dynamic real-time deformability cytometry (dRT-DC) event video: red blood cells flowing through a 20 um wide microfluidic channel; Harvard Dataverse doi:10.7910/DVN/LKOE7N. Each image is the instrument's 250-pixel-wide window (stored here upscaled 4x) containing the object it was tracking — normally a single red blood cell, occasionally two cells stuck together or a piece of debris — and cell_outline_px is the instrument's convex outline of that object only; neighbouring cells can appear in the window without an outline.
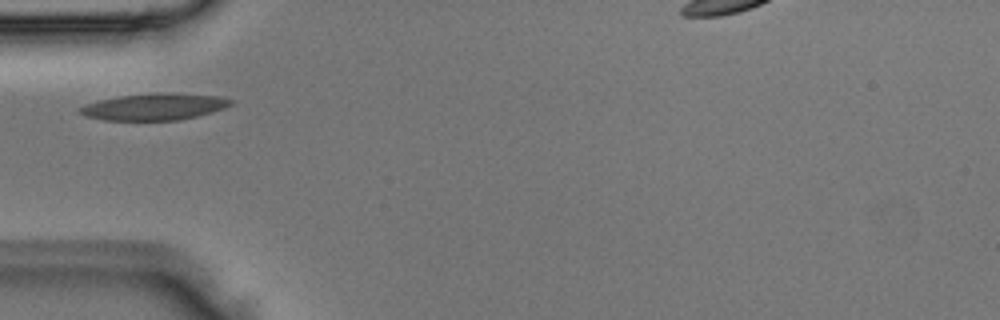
{"species": "Egyptian fruit bat (a non-hibernating species)", "species_latin": "Rousettus aegyptiacus", "temperature_condition": "room temperature", "stored_images_in_passage": 1, "camera_frame_rate_fps": 3000, "um_per_image_px": 0.085, "animal": {"sex": "male"}, "frame": {"image": 1, "passage_image": 1, "time_ms": 0.0, "image_size_px": [1000, 320], "cell_outline_px": [[236, 100], [232, 104], [224, 108], [212, 112], [180, 120], [104, 120], [88, 116], [80, 112], [80, 108], [84, 104], [100, 100], [120, 96], [160, 92], [220, 96]], "centroid_in_image_um": [13.18, 9.07], "position_along_channel_um": 71.8, "area_um2": 23.29}}